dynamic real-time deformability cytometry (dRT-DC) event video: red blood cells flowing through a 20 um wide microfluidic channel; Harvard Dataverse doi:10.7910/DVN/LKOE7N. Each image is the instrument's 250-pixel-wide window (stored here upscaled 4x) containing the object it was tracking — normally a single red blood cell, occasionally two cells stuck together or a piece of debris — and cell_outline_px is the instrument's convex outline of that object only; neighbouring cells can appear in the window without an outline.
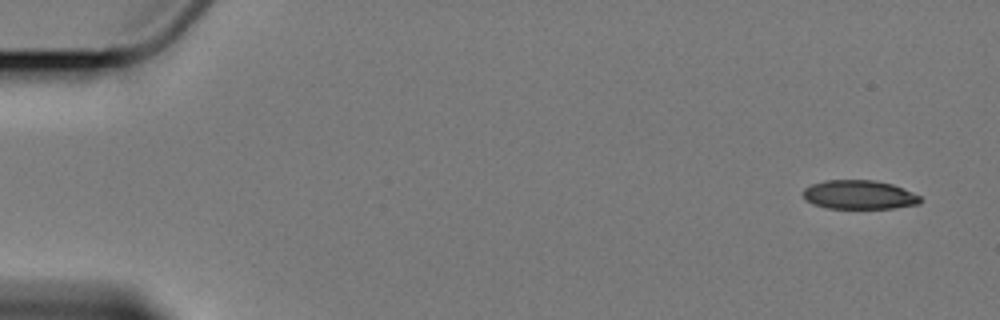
{"species": "Egyptian fruit bat (a non-hibernating species)", "species_latin": "Rousettus aegyptiacus", "temperature_condition": "cold", "stored_images_in_passage": 7, "camera_frame_rate_fps": 3000, "um_per_image_px": 0.085, "animal": {"sex": "female"}, "frame": {"image": 1, "passage_image": 1, "time_ms": 0.0, "image_size_px": [1000, 320], "cell_outline_px": [[920, 204], [892, 208], [828, 208], [812, 204], [804, 196], [804, 188], [812, 184], [824, 180], [876, 180], [892, 184], [904, 188], [920, 196]], "centroid_in_image_um": [73.04, 16.55], "position_along_channel_um": 12.0, "area_um2": 19.71}}
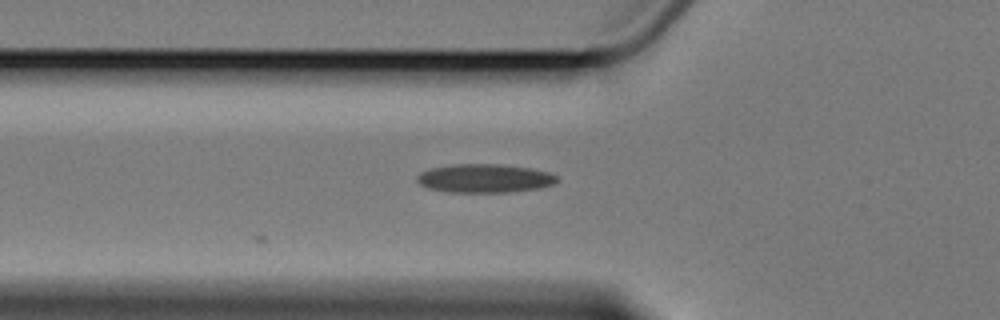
{"frame": {"image": 2, "passage_image": 6, "time_ms": 6.0, "image_size_px": [1000, 320], "cell_outline_px": [[560, 180], [552, 184], [540, 188], [508, 192], [448, 192], [428, 188], [420, 184], [416, 180], [416, 176], [420, 172], [432, 168], [452, 164], [500, 164], [532, 168], [548, 172], [556, 176]], "centroid_in_image_um": [41.18, 15.15], "position_along_channel_um": 84.6, "area_um2": 23.41}}
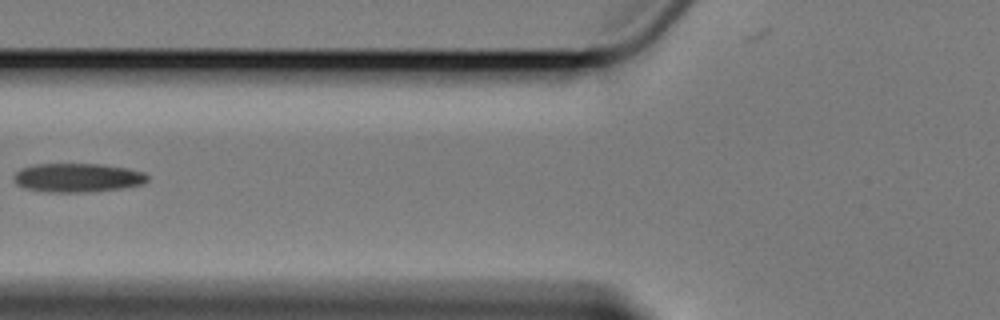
{"frame": {"image": 3, "passage_image": 7, "time_ms": 7.0, "image_size_px": [1000, 320], "cell_outline_px": [[148, 180], [144, 184], [124, 188], [92, 192], [48, 192], [24, 188], [16, 184], [12, 180], [12, 176], [20, 168], [32, 164], [100, 164], [128, 168], [144, 172], [148, 176]], "centroid_in_image_um": [6.58, 15.11], "position_along_channel_um": 119.2, "area_um2": 22.89}}